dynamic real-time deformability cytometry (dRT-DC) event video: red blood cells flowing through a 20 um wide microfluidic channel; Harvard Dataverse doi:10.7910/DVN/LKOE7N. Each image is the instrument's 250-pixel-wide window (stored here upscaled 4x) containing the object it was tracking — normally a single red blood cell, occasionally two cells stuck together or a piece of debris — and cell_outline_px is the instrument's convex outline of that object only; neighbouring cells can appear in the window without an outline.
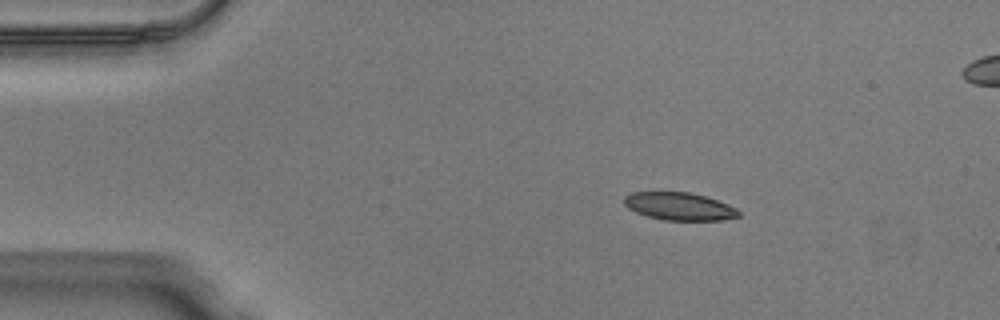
{"species": "Egyptian fruit bat (a non-hibernating species)", "species_latin": "Rousettus aegyptiacus", "temperature_condition": "warm", "stored_images_in_passage": 43, "segment_of_instrument_passage": [1, 2], "camera_frame_rate_fps": 3000, "um_per_image_px": 0.085, "animal": {"sex": "male"}, "frame": {"image": 1, "passage_image": 1, "time_ms": 0.0, "image_size_px": [1000, 320], "cell_outline_px": [[740, 216], [720, 220], [664, 220], [648, 216], [636, 212], [628, 208], [624, 204], [624, 196], [632, 192], [688, 192], [704, 196], [728, 204], [736, 208], [740, 212]], "centroid_in_image_um": [57.73, 17.54], "position_along_channel_um": 27.3, "area_um2": 18.38}}
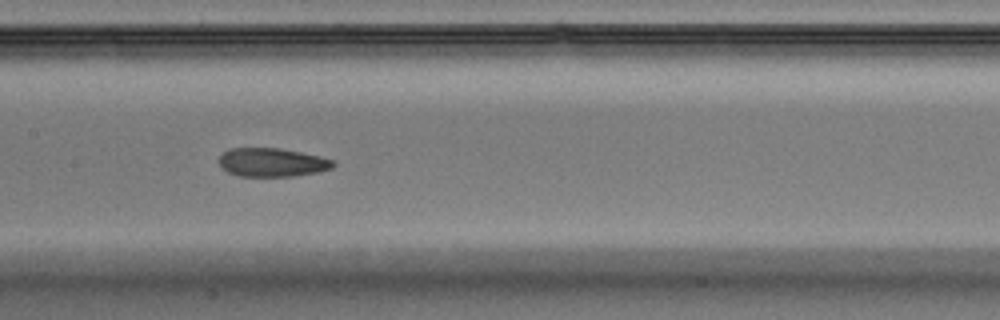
{"frame": {"image": 2, "passage_image": 17, "time_ms": 5.333, "image_size_px": [1000, 320], "cell_outline_px": [[336, 164], [332, 168], [320, 172], [292, 176], [240, 176], [228, 172], [220, 168], [220, 156], [228, 148], [280, 148], [320, 156], [336, 160]], "centroid_in_image_um": [23.16, 13.8], "position_along_channel_um": 184.2, "area_um2": 19.19}}
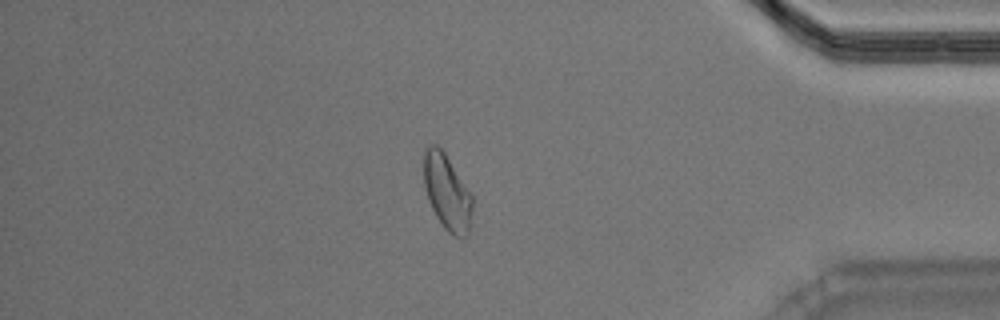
{"frame": {"image": 3, "passage_image": 35, "time_ms": 11.333, "image_size_px": [1000, 320], "cell_outline_px": [[472, 208], [468, 232], [464, 236], [452, 236], [440, 224], [428, 200], [424, 184], [424, 152], [428, 144], [436, 144], [444, 152], [472, 196]], "centroid_in_image_um": [37.97, 16.34], "position_along_channel_um": 397.2, "area_um2": 21.1}}